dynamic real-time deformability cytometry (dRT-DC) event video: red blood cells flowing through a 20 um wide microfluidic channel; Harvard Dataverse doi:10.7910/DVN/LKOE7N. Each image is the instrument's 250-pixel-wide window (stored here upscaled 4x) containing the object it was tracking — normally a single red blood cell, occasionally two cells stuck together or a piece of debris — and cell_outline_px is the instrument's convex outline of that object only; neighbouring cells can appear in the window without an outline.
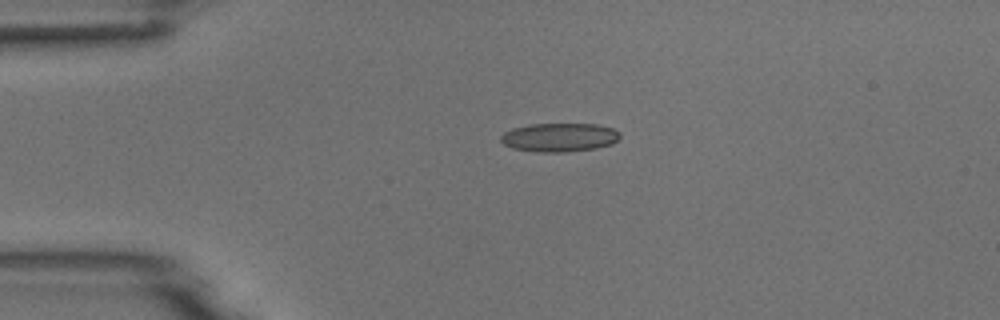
{"species": "common noctule bat (a hibernating species)", "species_latin": "Nyctalus noctula", "temperature_condition": "room temperature", "stored_images_in_passage": 2, "camera_frame_rate_fps": 3000, "um_per_image_px": 0.085, "animal": {"sex": "male", "body_mass_g": 18.8}, "frame": {"image": 1, "passage_image": 1, "time_ms": 0.0, "image_size_px": [1000, 320], "cell_outline_px": [[620, 136], [612, 144], [596, 148], [564, 152], [540, 152], [512, 148], [504, 144], [500, 140], [500, 136], [504, 132], [512, 128], [528, 124], [596, 124], [612, 128], [620, 132]], "centroid_in_image_um": [47.53, 11.67], "position_along_channel_um": 37.5, "area_um2": 19.94}}